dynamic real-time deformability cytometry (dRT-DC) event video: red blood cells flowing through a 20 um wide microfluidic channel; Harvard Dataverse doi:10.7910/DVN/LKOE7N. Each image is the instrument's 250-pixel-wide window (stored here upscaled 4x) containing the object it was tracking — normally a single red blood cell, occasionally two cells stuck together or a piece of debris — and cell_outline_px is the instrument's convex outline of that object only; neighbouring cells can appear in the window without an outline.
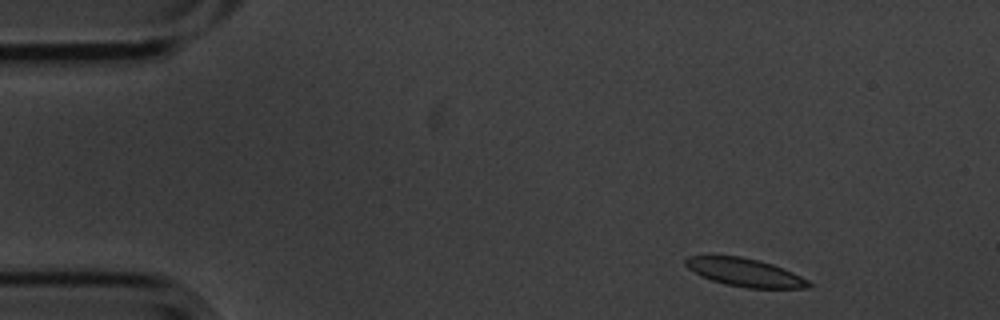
{"species": "common noctule bat (a hibernating species)", "species_latin": "Nyctalus noctula", "temperature_condition": "cold", "stored_images_in_passage": 3, "camera_frame_rate_fps": 3000, "um_per_image_px": 0.085, "animal": {"sex": "male", "body_mass_g": 20.1, "forearm_length_mm": 53.5}, "frame": {"image": 1, "passage_image": 1, "time_ms": 0.0, "image_size_px": [1000, 320], "cell_outline_px": [[812, 288], [748, 288], [724, 284], [700, 276], [688, 268], [684, 264], [684, 260], [688, 256], [740, 256], [760, 260], [772, 264], [792, 272], [808, 280], [812, 284]], "centroid_in_image_um": [63.31, 23.16], "position_along_channel_um": 21.7, "area_um2": 20.17}}
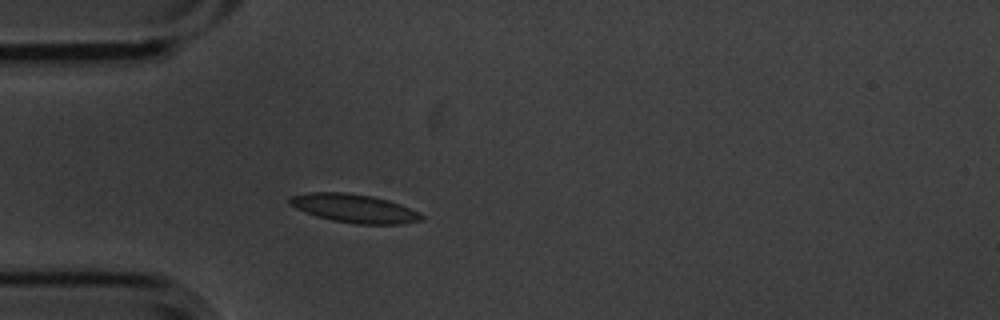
{"frame": {"image": 2, "passage_image": 3, "time_ms": 0.667, "image_size_px": [1000, 320], "cell_outline_px": [[424, 220], [404, 224], [356, 224], [332, 220], [316, 216], [296, 208], [288, 204], [288, 200], [292, 196], [308, 192], [344, 192], [372, 196], [388, 200], [400, 204], [420, 212], [424, 216]], "centroid_in_image_um": [30.14, 17.71], "position_along_channel_um": 54.9, "area_um2": 22.02}}